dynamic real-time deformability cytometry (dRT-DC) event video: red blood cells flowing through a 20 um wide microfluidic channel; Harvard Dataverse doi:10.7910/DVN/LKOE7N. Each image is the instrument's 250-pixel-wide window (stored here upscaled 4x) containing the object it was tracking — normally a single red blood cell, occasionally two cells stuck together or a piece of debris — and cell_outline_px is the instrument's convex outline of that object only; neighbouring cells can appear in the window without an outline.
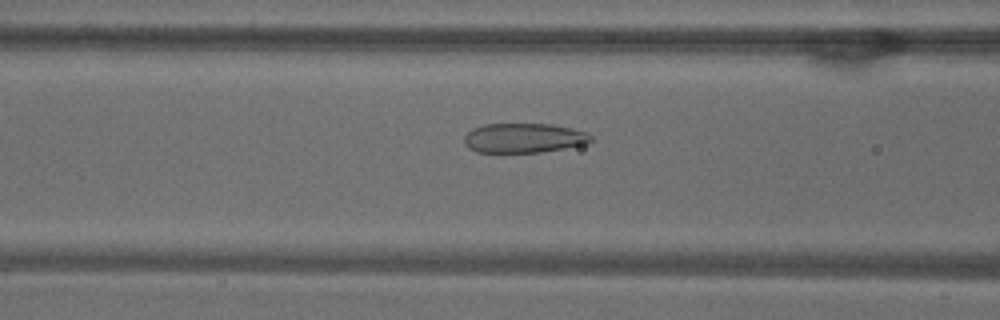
{"species": "common noctule bat (a hibernating species)", "species_latin": "Nyctalus noctula", "temperature_condition": "warm", "stored_images_in_passage": 38, "camera_frame_rate_fps": 3000, "um_per_image_px": 0.085, "animal": {"sex": "male", "body_mass_g": 18.8}, "frame": {"image": 1, "passage_image": 7, "time_ms": 2.0, "image_size_px": [1000, 320], "cell_outline_px": [[592, 140], [588, 144], [540, 152], [476, 152], [468, 148], [464, 144], [464, 136], [472, 128], [484, 124], [552, 124], [572, 128], [588, 132], [592, 136]], "centroid_in_image_um": [44.53, 11.73], "position_along_channel_um": 122.1, "area_um2": 22.02}}
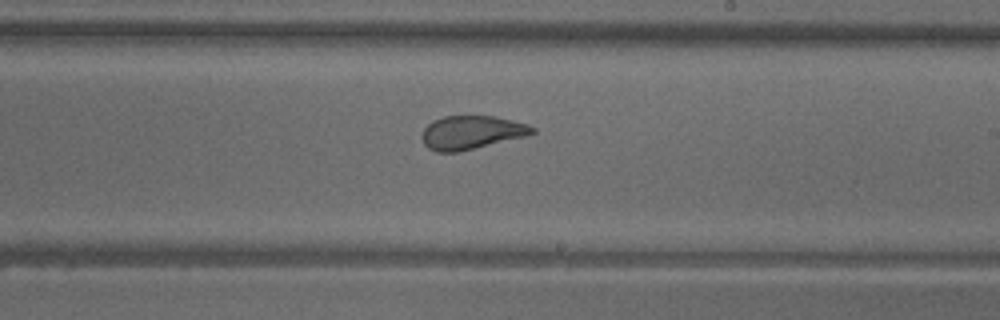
{"frame": {"image": 2, "passage_image": 17, "time_ms": 5.333, "image_size_px": [1000, 320], "cell_outline_px": [[536, 132], [528, 136], [460, 152], [436, 152], [428, 148], [424, 144], [420, 136], [424, 128], [432, 120], [444, 116], [496, 116], [528, 124], [536, 128]], "centroid_in_image_um": [40.09, 11.27], "position_along_channel_um": 248.9, "area_um2": 21.96}}
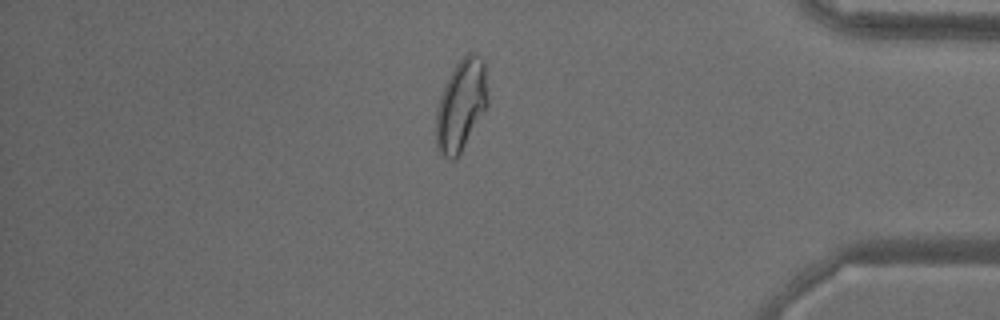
{"frame": {"image": 3, "passage_image": 31, "time_ms": 10.0, "image_size_px": [1000, 320], "cell_outline_px": [[488, 104], [460, 156], [456, 160], [448, 160], [440, 156], [436, 148], [436, 108], [440, 96], [456, 64], [468, 52], [476, 52], [484, 60], [488, 100]], "centroid_in_image_um": [39.19, 9.01], "position_along_channel_um": 396.0, "area_um2": 27.86}, "authors_computed_cell_mechanics": {"area_um2": 22.3108, "velocity_mm_per_s": 3.8051, "shape_relaxation_time_tau1_ms": null, "shape_relaxation_time_tau2_ms": 0.9569, "deformation_change_tau1": null, "deformation_change_tau2": 0.0616}}